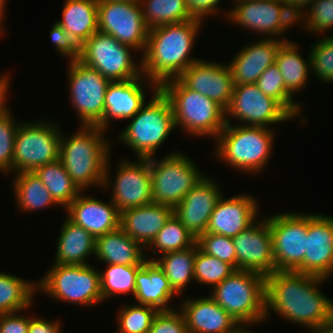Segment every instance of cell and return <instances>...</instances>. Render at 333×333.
I'll return each instance as SVG.
<instances>
[{
	"instance_id": "cell-1",
	"label": "cell",
	"mask_w": 333,
	"mask_h": 333,
	"mask_svg": "<svg viewBox=\"0 0 333 333\" xmlns=\"http://www.w3.org/2000/svg\"><path fill=\"white\" fill-rule=\"evenodd\" d=\"M326 280L297 271H274L267 275L265 319L272 311L281 319L310 330L331 321L333 300L319 289Z\"/></svg>"
},
{
	"instance_id": "cell-2",
	"label": "cell",
	"mask_w": 333,
	"mask_h": 333,
	"mask_svg": "<svg viewBox=\"0 0 333 333\" xmlns=\"http://www.w3.org/2000/svg\"><path fill=\"white\" fill-rule=\"evenodd\" d=\"M203 20L193 18L149 29L147 46L141 58L142 75L160 86L178 78L199 58L191 57Z\"/></svg>"
},
{
	"instance_id": "cell-3",
	"label": "cell",
	"mask_w": 333,
	"mask_h": 333,
	"mask_svg": "<svg viewBox=\"0 0 333 333\" xmlns=\"http://www.w3.org/2000/svg\"><path fill=\"white\" fill-rule=\"evenodd\" d=\"M78 129L70 136L61 134L59 160L82 193L89 187L101 189L112 150L107 132L97 125H80Z\"/></svg>"
},
{
	"instance_id": "cell-4",
	"label": "cell",
	"mask_w": 333,
	"mask_h": 333,
	"mask_svg": "<svg viewBox=\"0 0 333 333\" xmlns=\"http://www.w3.org/2000/svg\"><path fill=\"white\" fill-rule=\"evenodd\" d=\"M231 124L226 123L214 140V156L233 170L260 174L268 166L276 132L265 127Z\"/></svg>"
},
{
	"instance_id": "cell-5",
	"label": "cell",
	"mask_w": 333,
	"mask_h": 333,
	"mask_svg": "<svg viewBox=\"0 0 333 333\" xmlns=\"http://www.w3.org/2000/svg\"><path fill=\"white\" fill-rule=\"evenodd\" d=\"M159 89L171 103L176 129L181 127L184 133L193 137L209 136L215 140L225 127V109L190 90L178 78L164 81Z\"/></svg>"
},
{
	"instance_id": "cell-6",
	"label": "cell",
	"mask_w": 333,
	"mask_h": 333,
	"mask_svg": "<svg viewBox=\"0 0 333 333\" xmlns=\"http://www.w3.org/2000/svg\"><path fill=\"white\" fill-rule=\"evenodd\" d=\"M149 102L131 118L117 140L135 152L137 158H150L176 129L169 99L158 89Z\"/></svg>"
},
{
	"instance_id": "cell-7",
	"label": "cell",
	"mask_w": 333,
	"mask_h": 333,
	"mask_svg": "<svg viewBox=\"0 0 333 333\" xmlns=\"http://www.w3.org/2000/svg\"><path fill=\"white\" fill-rule=\"evenodd\" d=\"M211 290L210 297L241 326H253L266 321L264 275L235 270Z\"/></svg>"
},
{
	"instance_id": "cell-8",
	"label": "cell",
	"mask_w": 333,
	"mask_h": 333,
	"mask_svg": "<svg viewBox=\"0 0 333 333\" xmlns=\"http://www.w3.org/2000/svg\"><path fill=\"white\" fill-rule=\"evenodd\" d=\"M94 265L53 264L37 282V292L54 301L92 307L103 302L100 271Z\"/></svg>"
},
{
	"instance_id": "cell-9",
	"label": "cell",
	"mask_w": 333,
	"mask_h": 333,
	"mask_svg": "<svg viewBox=\"0 0 333 333\" xmlns=\"http://www.w3.org/2000/svg\"><path fill=\"white\" fill-rule=\"evenodd\" d=\"M134 52L137 53L112 35L98 30L80 46L78 61L97 70L110 82L126 81L142 76L141 59L134 61L131 54Z\"/></svg>"
},
{
	"instance_id": "cell-10",
	"label": "cell",
	"mask_w": 333,
	"mask_h": 333,
	"mask_svg": "<svg viewBox=\"0 0 333 333\" xmlns=\"http://www.w3.org/2000/svg\"><path fill=\"white\" fill-rule=\"evenodd\" d=\"M153 203L175 208L204 176L193 159L173 151L162 160L150 157Z\"/></svg>"
},
{
	"instance_id": "cell-11",
	"label": "cell",
	"mask_w": 333,
	"mask_h": 333,
	"mask_svg": "<svg viewBox=\"0 0 333 333\" xmlns=\"http://www.w3.org/2000/svg\"><path fill=\"white\" fill-rule=\"evenodd\" d=\"M61 129L56 121H20L14 141L13 173L34 172L59 160Z\"/></svg>"
},
{
	"instance_id": "cell-12",
	"label": "cell",
	"mask_w": 333,
	"mask_h": 333,
	"mask_svg": "<svg viewBox=\"0 0 333 333\" xmlns=\"http://www.w3.org/2000/svg\"><path fill=\"white\" fill-rule=\"evenodd\" d=\"M266 218L271 230L274 271L304 274L308 214L288 212Z\"/></svg>"
},
{
	"instance_id": "cell-13",
	"label": "cell",
	"mask_w": 333,
	"mask_h": 333,
	"mask_svg": "<svg viewBox=\"0 0 333 333\" xmlns=\"http://www.w3.org/2000/svg\"><path fill=\"white\" fill-rule=\"evenodd\" d=\"M110 161L108 157L102 188L107 191L112 187L111 201L120 213L153 202L150 158H137L132 162L128 158L123 160L117 165L114 182L110 179Z\"/></svg>"
},
{
	"instance_id": "cell-14",
	"label": "cell",
	"mask_w": 333,
	"mask_h": 333,
	"mask_svg": "<svg viewBox=\"0 0 333 333\" xmlns=\"http://www.w3.org/2000/svg\"><path fill=\"white\" fill-rule=\"evenodd\" d=\"M225 119L226 123L236 119L238 125L270 128L272 124H282L295 118L254 83L234 85L230 103L225 109Z\"/></svg>"
},
{
	"instance_id": "cell-15",
	"label": "cell",
	"mask_w": 333,
	"mask_h": 333,
	"mask_svg": "<svg viewBox=\"0 0 333 333\" xmlns=\"http://www.w3.org/2000/svg\"><path fill=\"white\" fill-rule=\"evenodd\" d=\"M69 98L80 125H97L104 118L105 94L110 81L80 61H69Z\"/></svg>"
},
{
	"instance_id": "cell-16",
	"label": "cell",
	"mask_w": 333,
	"mask_h": 333,
	"mask_svg": "<svg viewBox=\"0 0 333 333\" xmlns=\"http://www.w3.org/2000/svg\"><path fill=\"white\" fill-rule=\"evenodd\" d=\"M98 30L142 55L147 46L149 27L140 4L98 0Z\"/></svg>"
},
{
	"instance_id": "cell-17",
	"label": "cell",
	"mask_w": 333,
	"mask_h": 333,
	"mask_svg": "<svg viewBox=\"0 0 333 333\" xmlns=\"http://www.w3.org/2000/svg\"><path fill=\"white\" fill-rule=\"evenodd\" d=\"M257 218L232 241L236 251V270L254 271L265 277L274 272L271 230L267 218Z\"/></svg>"
},
{
	"instance_id": "cell-18",
	"label": "cell",
	"mask_w": 333,
	"mask_h": 333,
	"mask_svg": "<svg viewBox=\"0 0 333 333\" xmlns=\"http://www.w3.org/2000/svg\"><path fill=\"white\" fill-rule=\"evenodd\" d=\"M178 79L190 90L214 100L224 109L228 107L234 88L228 64L199 59Z\"/></svg>"
},
{
	"instance_id": "cell-19",
	"label": "cell",
	"mask_w": 333,
	"mask_h": 333,
	"mask_svg": "<svg viewBox=\"0 0 333 333\" xmlns=\"http://www.w3.org/2000/svg\"><path fill=\"white\" fill-rule=\"evenodd\" d=\"M146 88H150L155 93L159 86L144 75L131 80L110 82L105 94L104 118L97 126L108 130L107 128L111 127L112 119L131 120L146 103V93L144 92Z\"/></svg>"
},
{
	"instance_id": "cell-20",
	"label": "cell",
	"mask_w": 333,
	"mask_h": 333,
	"mask_svg": "<svg viewBox=\"0 0 333 333\" xmlns=\"http://www.w3.org/2000/svg\"><path fill=\"white\" fill-rule=\"evenodd\" d=\"M216 182L204 175L174 208V215L196 238L206 232L215 205L223 195Z\"/></svg>"
},
{
	"instance_id": "cell-21",
	"label": "cell",
	"mask_w": 333,
	"mask_h": 333,
	"mask_svg": "<svg viewBox=\"0 0 333 333\" xmlns=\"http://www.w3.org/2000/svg\"><path fill=\"white\" fill-rule=\"evenodd\" d=\"M304 274L324 279L333 275V216L308 213Z\"/></svg>"
},
{
	"instance_id": "cell-22",
	"label": "cell",
	"mask_w": 333,
	"mask_h": 333,
	"mask_svg": "<svg viewBox=\"0 0 333 333\" xmlns=\"http://www.w3.org/2000/svg\"><path fill=\"white\" fill-rule=\"evenodd\" d=\"M217 201L210 216L206 232L235 237L250 226L258 217L257 199L247 193Z\"/></svg>"
},
{
	"instance_id": "cell-23",
	"label": "cell",
	"mask_w": 333,
	"mask_h": 333,
	"mask_svg": "<svg viewBox=\"0 0 333 333\" xmlns=\"http://www.w3.org/2000/svg\"><path fill=\"white\" fill-rule=\"evenodd\" d=\"M64 210L69 220L95 238L120 227V212L111 200L107 203L80 193Z\"/></svg>"
},
{
	"instance_id": "cell-24",
	"label": "cell",
	"mask_w": 333,
	"mask_h": 333,
	"mask_svg": "<svg viewBox=\"0 0 333 333\" xmlns=\"http://www.w3.org/2000/svg\"><path fill=\"white\" fill-rule=\"evenodd\" d=\"M179 308L188 333H236L242 326L210 295L185 299Z\"/></svg>"
},
{
	"instance_id": "cell-25",
	"label": "cell",
	"mask_w": 333,
	"mask_h": 333,
	"mask_svg": "<svg viewBox=\"0 0 333 333\" xmlns=\"http://www.w3.org/2000/svg\"><path fill=\"white\" fill-rule=\"evenodd\" d=\"M283 42L261 36L259 40L239 49L235 57L227 63L234 85L256 83L261 74L275 63L276 54Z\"/></svg>"
},
{
	"instance_id": "cell-26",
	"label": "cell",
	"mask_w": 333,
	"mask_h": 333,
	"mask_svg": "<svg viewBox=\"0 0 333 333\" xmlns=\"http://www.w3.org/2000/svg\"><path fill=\"white\" fill-rule=\"evenodd\" d=\"M226 19L242 28L265 35L266 39H277L281 36L279 28L280 0H254L241 3L227 10ZM261 33V34H260ZM277 37V38H276Z\"/></svg>"
},
{
	"instance_id": "cell-27",
	"label": "cell",
	"mask_w": 333,
	"mask_h": 333,
	"mask_svg": "<svg viewBox=\"0 0 333 333\" xmlns=\"http://www.w3.org/2000/svg\"><path fill=\"white\" fill-rule=\"evenodd\" d=\"M173 214L171 206L153 202L129 208L120 213V228L146 250Z\"/></svg>"
},
{
	"instance_id": "cell-28",
	"label": "cell",
	"mask_w": 333,
	"mask_h": 333,
	"mask_svg": "<svg viewBox=\"0 0 333 333\" xmlns=\"http://www.w3.org/2000/svg\"><path fill=\"white\" fill-rule=\"evenodd\" d=\"M134 298L138 304L168 311L167 304L177 295L169 285V281L155 261L147 260L138 270L135 279Z\"/></svg>"
},
{
	"instance_id": "cell-29",
	"label": "cell",
	"mask_w": 333,
	"mask_h": 333,
	"mask_svg": "<svg viewBox=\"0 0 333 333\" xmlns=\"http://www.w3.org/2000/svg\"><path fill=\"white\" fill-rule=\"evenodd\" d=\"M144 249L119 227L96 237L94 257L105 264L143 265L149 258Z\"/></svg>"
},
{
	"instance_id": "cell-30",
	"label": "cell",
	"mask_w": 333,
	"mask_h": 333,
	"mask_svg": "<svg viewBox=\"0 0 333 333\" xmlns=\"http://www.w3.org/2000/svg\"><path fill=\"white\" fill-rule=\"evenodd\" d=\"M61 226L54 264L89 265L87 259L95 255L96 238L67 217Z\"/></svg>"
},
{
	"instance_id": "cell-31",
	"label": "cell",
	"mask_w": 333,
	"mask_h": 333,
	"mask_svg": "<svg viewBox=\"0 0 333 333\" xmlns=\"http://www.w3.org/2000/svg\"><path fill=\"white\" fill-rule=\"evenodd\" d=\"M56 22L81 46L98 31V0H66Z\"/></svg>"
},
{
	"instance_id": "cell-32",
	"label": "cell",
	"mask_w": 333,
	"mask_h": 333,
	"mask_svg": "<svg viewBox=\"0 0 333 333\" xmlns=\"http://www.w3.org/2000/svg\"><path fill=\"white\" fill-rule=\"evenodd\" d=\"M297 42L284 41L276 54L275 63L280 70L286 89L294 96L308 85L311 73V57L308 51L307 60L299 52ZM307 61V62H306Z\"/></svg>"
},
{
	"instance_id": "cell-33",
	"label": "cell",
	"mask_w": 333,
	"mask_h": 333,
	"mask_svg": "<svg viewBox=\"0 0 333 333\" xmlns=\"http://www.w3.org/2000/svg\"><path fill=\"white\" fill-rule=\"evenodd\" d=\"M13 191L19 210L28 213L58 206L35 172L14 173Z\"/></svg>"
},
{
	"instance_id": "cell-34",
	"label": "cell",
	"mask_w": 333,
	"mask_h": 333,
	"mask_svg": "<svg viewBox=\"0 0 333 333\" xmlns=\"http://www.w3.org/2000/svg\"><path fill=\"white\" fill-rule=\"evenodd\" d=\"M196 244L192 247L159 255L154 261L165 273L170 287L179 296L183 295L190 281H194Z\"/></svg>"
},
{
	"instance_id": "cell-35",
	"label": "cell",
	"mask_w": 333,
	"mask_h": 333,
	"mask_svg": "<svg viewBox=\"0 0 333 333\" xmlns=\"http://www.w3.org/2000/svg\"><path fill=\"white\" fill-rule=\"evenodd\" d=\"M36 292L37 283L0 272V315L27 311L34 303Z\"/></svg>"
},
{
	"instance_id": "cell-36",
	"label": "cell",
	"mask_w": 333,
	"mask_h": 333,
	"mask_svg": "<svg viewBox=\"0 0 333 333\" xmlns=\"http://www.w3.org/2000/svg\"><path fill=\"white\" fill-rule=\"evenodd\" d=\"M34 172L60 207L66 208L82 192L72 181L60 160L42 165Z\"/></svg>"
},
{
	"instance_id": "cell-37",
	"label": "cell",
	"mask_w": 333,
	"mask_h": 333,
	"mask_svg": "<svg viewBox=\"0 0 333 333\" xmlns=\"http://www.w3.org/2000/svg\"><path fill=\"white\" fill-rule=\"evenodd\" d=\"M140 6L149 29L193 19L186 0H141Z\"/></svg>"
},
{
	"instance_id": "cell-38",
	"label": "cell",
	"mask_w": 333,
	"mask_h": 333,
	"mask_svg": "<svg viewBox=\"0 0 333 333\" xmlns=\"http://www.w3.org/2000/svg\"><path fill=\"white\" fill-rule=\"evenodd\" d=\"M196 241L197 238L173 214L147 247L148 249L151 248L152 254L156 255V257L152 256L151 259L147 258V260L154 261L157 259L159 252H161L160 255H163L192 247L196 244Z\"/></svg>"
},
{
	"instance_id": "cell-39",
	"label": "cell",
	"mask_w": 333,
	"mask_h": 333,
	"mask_svg": "<svg viewBox=\"0 0 333 333\" xmlns=\"http://www.w3.org/2000/svg\"><path fill=\"white\" fill-rule=\"evenodd\" d=\"M142 265H115L106 264V270L100 271L101 293L103 301L113 296L131 294L136 289L135 279L137 270Z\"/></svg>"
},
{
	"instance_id": "cell-40",
	"label": "cell",
	"mask_w": 333,
	"mask_h": 333,
	"mask_svg": "<svg viewBox=\"0 0 333 333\" xmlns=\"http://www.w3.org/2000/svg\"><path fill=\"white\" fill-rule=\"evenodd\" d=\"M260 91L277 100L295 119L300 118L303 123L307 121L302 115V105L293 101V95L286 89L283 76L276 63L270 65L255 83ZM300 115V117H299ZM302 115V116H301Z\"/></svg>"
},
{
	"instance_id": "cell-41",
	"label": "cell",
	"mask_w": 333,
	"mask_h": 333,
	"mask_svg": "<svg viewBox=\"0 0 333 333\" xmlns=\"http://www.w3.org/2000/svg\"><path fill=\"white\" fill-rule=\"evenodd\" d=\"M235 269L228 263L204 253L196 243L194 282L210 285V289L229 277Z\"/></svg>"
},
{
	"instance_id": "cell-42",
	"label": "cell",
	"mask_w": 333,
	"mask_h": 333,
	"mask_svg": "<svg viewBox=\"0 0 333 333\" xmlns=\"http://www.w3.org/2000/svg\"><path fill=\"white\" fill-rule=\"evenodd\" d=\"M124 306V307H123ZM119 308L117 333H148L159 312L156 308L138 304H126Z\"/></svg>"
},
{
	"instance_id": "cell-43",
	"label": "cell",
	"mask_w": 333,
	"mask_h": 333,
	"mask_svg": "<svg viewBox=\"0 0 333 333\" xmlns=\"http://www.w3.org/2000/svg\"><path fill=\"white\" fill-rule=\"evenodd\" d=\"M311 73L316 79L325 83H333V42L325 35L323 39H316L310 47Z\"/></svg>"
},
{
	"instance_id": "cell-44",
	"label": "cell",
	"mask_w": 333,
	"mask_h": 333,
	"mask_svg": "<svg viewBox=\"0 0 333 333\" xmlns=\"http://www.w3.org/2000/svg\"><path fill=\"white\" fill-rule=\"evenodd\" d=\"M19 122V123H18ZM12 115L10 109L0 119V172H13L14 141L20 121Z\"/></svg>"
},
{
	"instance_id": "cell-45",
	"label": "cell",
	"mask_w": 333,
	"mask_h": 333,
	"mask_svg": "<svg viewBox=\"0 0 333 333\" xmlns=\"http://www.w3.org/2000/svg\"><path fill=\"white\" fill-rule=\"evenodd\" d=\"M196 243L204 253L230 264L236 270V251L232 238L204 232L197 238Z\"/></svg>"
},
{
	"instance_id": "cell-46",
	"label": "cell",
	"mask_w": 333,
	"mask_h": 333,
	"mask_svg": "<svg viewBox=\"0 0 333 333\" xmlns=\"http://www.w3.org/2000/svg\"><path fill=\"white\" fill-rule=\"evenodd\" d=\"M309 8V9H308ZM309 33H322L333 29V1L315 0L306 10Z\"/></svg>"
},
{
	"instance_id": "cell-47",
	"label": "cell",
	"mask_w": 333,
	"mask_h": 333,
	"mask_svg": "<svg viewBox=\"0 0 333 333\" xmlns=\"http://www.w3.org/2000/svg\"><path fill=\"white\" fill-rule=\"evenodd\" d=\"M148 333H188L183 313L179 308L159 311Z\"/></svg>"
},
{
	"instance_id": "cell-48",
	"label": "cell",
	"mask_w": 333,
	"mask_h": 333,
	"mask_svg": "<svg viewBox=\"0 0 333 333\" xmlns=\"http://www.w3.org/2000/svg\"><path fill=\"white\" fill-rule=\"evenodd\" d=\"M49 36L59 55L69 58L70 61L79 60L80 46L56 21Z\"/></svg>"
},
{
	"instance_id": "cell-49",
	"label": "cell",
	"mask_w": 333,
	"mask_h": 333,
	"mask_svg": "<svg viewBox=\"0 0 333 333\" xmlns=\"http://www.w3.org/2000/svg\"><path fill=\"white\" fill-rule=\"evenodd\" d=\"M305 11L306 9L304 7H299L295 4H288L284 0H280L279 28L281 29L280 38H282L283 41H287V39L284 38L286 30L288 31L291 29L292 25L294 26L296 23L298 25L302 22V25H304L303 30L305 28V33L306 31L308 32L307 14Z\"/></svg>"
},
{
	"instance_id": "cell-50",
	"label": "cell",
	"mask_w": 333,
	"mask_h": 333,
	"mask_svg": "<svg viewBox=\"0 0 333 333\" xmlns=\"http://www.w3.org/2000/svg\"><path fill=\"white\" fill-rule=\"evenodd\" d=\"M30 317L20 311L0 315V333H28Z\"/></svg>"
},
{
	"instance_id": "cell-51",
	"label": "cell",
	"mask_w": 333,
	"mask_h": 333,
	"mask_svg": "<svg viewBox=\"0 0 333 333\" xmlns=\"http://www.w3.org/2000/svg\"><path fill=\"white\" fill-rule=\"evenodd\" d=\"M222 0H186V6L189 13L197 19L203 20L208 16L217 15L222 13V9H219V3Z\"/></svg>"
},
{
	"instance_id": "cell-52",
	"label": "cell",
	"mask_w": 333,
	"mask_h": 333,
	"mask_svg": "<svg viewBox=\"0 0 333 333\" xmlns=\"http://www.w3.org/2000/svg\"><path fill=\"white\" fill-rule=\"evenodd\" d=\"M59 320H47L40 316L30 317L28 333H62Z\"/></svg>"
},
{
	"instance_id": "cell-53",
	"label": "cell",
	"mask_w": 333,
	"mask_h": 333,
	"mask_svg": "<svg viewBox=\"0 0 333 333\" xmlns=\"http://www.w3.org/2000/svg\"><path fill=\"white\" fill-rule=\"evenodd\" d=\"M7 74L5 78L0 82V119L1 117L9 110V106L7 107L6 99L8 96V91L10 89V76Z\"/></svg>"
},
{
	"instance_id": "cell-54",
	"label": "cell",
	"mask_w": 333,
	"mask_h": 333,
	"mask_svg": "<svg viewBox=\"0 0 333 333\" xmlns=\"http://www.w3.org/2000/svg\"><path fill=\"white\" fill-rule=\"evenodd\" d=\"M311 333H333V319L331 321H328L327 323H324L323 325L311 329Z\"/></svg>"
},
{
	"instance_id": "cell-55",
	"label": "cell",
	"mask_w": 333,
	"mask_h": 333,
	"mask_svg": "<svg viewBox=\"0 0 333 333\" xmlns=\"http://www.w3.org/2000/svg\"><path fill=\"white\" fill-rule=\"evenodd\" d=\"M286 3L288 4H295L299 7H304L305 9H307L306 7L310 6L315 0H284Z\"/></svg>"
},
{
	"instance_id": "cell-56",
	"label": "cell",
	"mask_w": 333,
	"mask_h": 333,
	"mask_svg": "<svg viewBox=\"0 0 333 333\" xmlns=\"http://www.w3.org/2000/svg\"><path fill=\"white\" fill-rule=\"evenodd\" d=\"M6 2H7V0H0V29L2 31H4V29L2 27H4L3 26V21H4L3 19L6 15V13H5V10H6L5 8L7 6V5H5Z\"/></svg>"
},
{
	"instance_id": "cell-57",
	"label": "cell",
	"mask_w": 333,
	"mask_h": 333,
	"mask_svg": "<svg viewBox=\"0 0 333 333\" xmlns=\"http://www.w3.org/2000/svg\"><path fill=\"white\" fill-rule=\"evenodd\" d=\"M113 2H131V3H135V4H140L141 0H110Z\"/></svg>"
},
{
	"instance_id": "cell-58",
	"label": "cell",
	"mask_w": 333,
	"mask_h": 333,
	"mask_svg": "<svg viewBox=\"0 0 333 333\" xmlns=\"http://www.w3.org/2000/svg\"><path fill=\"white\" fill-rule=\"evenodd\" d=\"M236 333H253L251 330L247 329V326H246V329H245V326H242Z\"/></svg>"
},
{
	"instance_id": "cell-59",
	"label": "cell",
	"mask_w": 333,
	"mask_h": 333,
	"mask_svg": "<svg viewBox=\"0 0 333 333\" xmlns=\"http://www.w3.org/2000/svg\"><path fill=\"white\" fill-rule=\"evenodd\" d=\"M232 1H234V5H232V6H236V5H239L241 3H245V2H248V1H254V0H232Z\"/></svg>"
},
{
	"instance_id": "cell-60",
	"label": "cell",
	"mask_w": 333,
	"mask_h": 333,
	"mask_svg": "<svg viewBox=\"0 0 333 333\" xmlns=\"http://www.w3.org/2000/svg\"><path fill=\"white\" fill-rule=\"evenodd\" d=\"M329 36H326L331 42H333V30Z\"/></svg>"
},
{
	"instance_id": "cell-61",
	"label": "cell",
	"mask_w": 333,
	"mask_h": 333,
	"mask_svg": "<svg viewBox=\"0 0 333 333\" xmlns=\"http://www.w3.org/2000/svg\"><path fill=\"white\" fill-rule=\"evenodd\" d=\"M7 74H9V73H6V74H0V82L5 78V76L7 75Z\"/></svg>"
},
{
	"instance_id": "cell-62",
	"label": "cell",
	"mask_w": 333,
	"mask_h": 333,
	"mask_svg": "<svg viewBox=\"0 0 333 333\" xmlns=\"http://www.w3.org/2000/svg\"><path fill=\"white\" fill-rule=\"evenodd\" d=\"M0 35H1V37H2V35H3V31L0 29Z\"/></svg>"
}]
</instances>
